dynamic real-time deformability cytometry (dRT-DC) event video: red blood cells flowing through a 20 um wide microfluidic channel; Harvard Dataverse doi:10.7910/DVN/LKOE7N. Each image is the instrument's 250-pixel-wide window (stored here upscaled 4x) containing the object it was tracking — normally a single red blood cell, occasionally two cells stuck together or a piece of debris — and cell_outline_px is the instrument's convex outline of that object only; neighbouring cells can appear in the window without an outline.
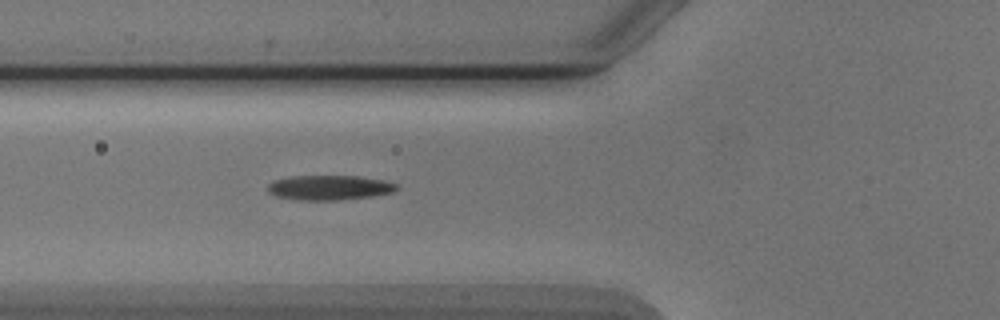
{"species": "Egyptian fruit bat (a non-hibernating species)", "species_latin": "Rousettus aegyptiacus", "temperature_condition": "cold", "stored_images_in_passage": 5, "camera_frame_rate_fps": 3000, "um_per_image_px": 0.085, "animal": {"sex": "male"}, "frame": {"image": 1, "passage_image": 5, "time_ms": 5.667, "image_size_px": [1000, 320], "cell_outline_px": [[400, 188], [392, 192], [372, 196], [340, 200], [296, 200], [276, 196], [268, 192], [268, 184], [272, 180], [292, 176], [360, 176], [384, 180], [396, 184]], "centroid_in_image_um": [27.98, 15.94], "position_along_channel_um": 97.8, "area_um2": 18.73}}